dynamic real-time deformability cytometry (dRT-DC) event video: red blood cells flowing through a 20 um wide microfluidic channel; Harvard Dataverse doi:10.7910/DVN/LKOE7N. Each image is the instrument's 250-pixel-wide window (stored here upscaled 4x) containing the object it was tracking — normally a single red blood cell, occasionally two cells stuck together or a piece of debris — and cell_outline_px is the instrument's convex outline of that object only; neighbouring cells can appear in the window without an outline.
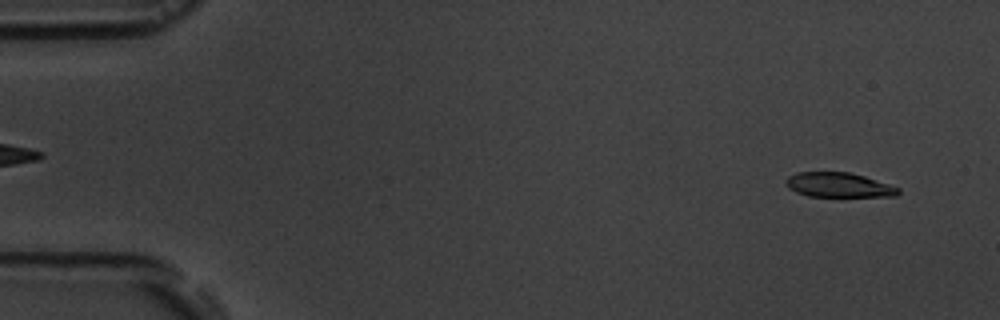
{"species": "common noctule bat (a hibernating species)", "species_latin": "Nyctalus noctula", "temperature_condition": "room temperature", "stored_images_in_passage": 4, "camera_frame_rate_fps": 3000, "um_per_image_px": 0.085, "animal": {"sex": "male", "body_mass_g": 19.5, "forearm_length_mm": 54.6}, "frame": {"image": 1, "passage_image": 4, "time_ms": 4.333, "image_size_px": [1000, 320], "cell_outline_px": [[900, 192], [896, 196], [808, 196], [796, 192], [788, 188], [784, 184], [784, 180], [788, 176], [796, 172], [848, 172], [864, 176], [900, 188]], "centroid_in_image_um": [71.23, 15.72], "position_along_channel_um": 13.8, "area_um2": 16.13}}